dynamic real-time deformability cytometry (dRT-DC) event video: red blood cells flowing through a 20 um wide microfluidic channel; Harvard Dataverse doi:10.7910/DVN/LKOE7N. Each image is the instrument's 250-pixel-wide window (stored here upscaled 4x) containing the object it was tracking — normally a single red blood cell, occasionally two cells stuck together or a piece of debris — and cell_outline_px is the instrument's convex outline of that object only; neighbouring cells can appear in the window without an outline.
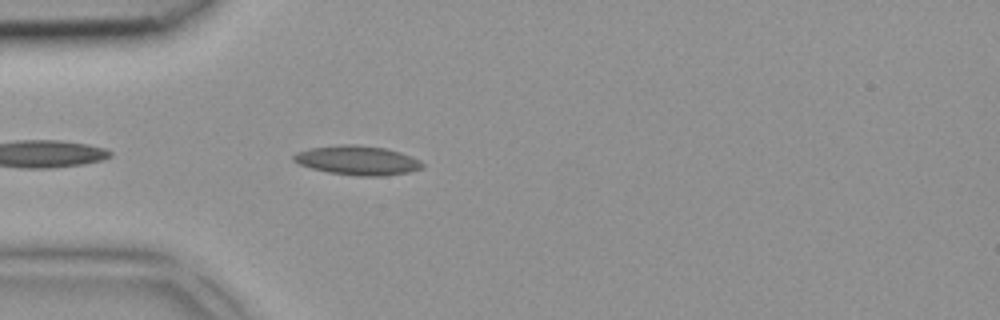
{"species": "common noctule bat (a hibernating species)", "species_latin": "Nyctalus noctula", "temperature_condition": "room temperature", "stored_images_in_passage": 3, "camera_frame_rate_fps": 3000, "um_per_image_px": 0.085, "animal": {"sex": "female", "body_mass_g": 18.4}, "frame": {"image": 1, "passage_image": 3, "time_ms": 0.667, "image_size_px": [1000, 320], "cell_outline_px": [[424, 168], [408, 172], [380, 176], [360, 176], [328, 172], [312, 168], [300, 164], [292, 160], [292, 156], [296, 152], [312, 148], [340, 144], [356, 144], [388, 148], [400, 152], [420, 160], [424, 164]], "centroid_in_image_um": [30.4, 13.62], "position_along_channel_um": 54.6, "area_um2": 21.96}}